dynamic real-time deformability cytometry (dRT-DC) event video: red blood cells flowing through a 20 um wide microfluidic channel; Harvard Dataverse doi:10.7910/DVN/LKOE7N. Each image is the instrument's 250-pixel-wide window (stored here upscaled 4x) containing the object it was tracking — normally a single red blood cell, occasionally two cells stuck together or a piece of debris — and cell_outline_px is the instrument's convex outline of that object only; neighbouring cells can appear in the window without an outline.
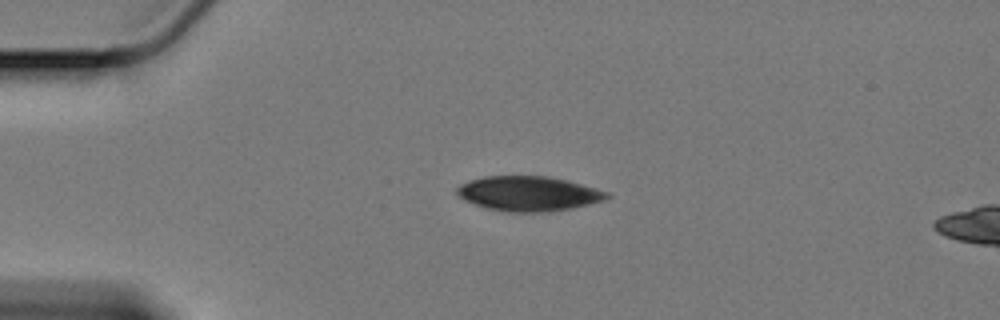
{"species": "Egyptian fruit bat (a non-hibernating species)", "species_latin": "Rousettus aegyptiacus", "temperature_condition": "cold", "stored_images_in_passage": 38, "camera_frame_rate_fps": 3000, "um_per_image_px": 0.085, "animal": {"sex": "female"}, "frame": {"image": 1, "passage_image": 1, "time_ms": 0.0, "image_size_px": [1000, 320], "cell_outline_px": [[612, 196], [604, 200], [572, 208], [548, 212], [512, 212], [488, 208], [476, 204], [460, 196], [456, 192], [456, 188], [460, 184], [484, 176], [548, 176], [580, 184], [608, 192]], "centroid_in_image_um": [44.95, 16.45], "position_along_channel_um": 40.1, "area_um2": 29.94}}
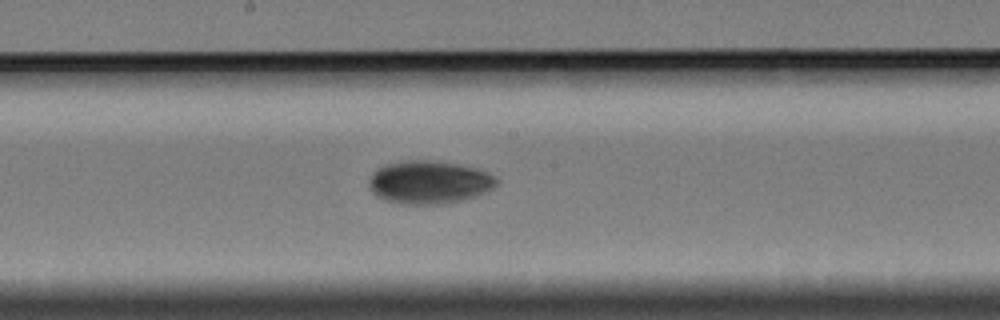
{"frame": {"image": 2, "passage_image": 19, "time_ms": 6.0, "image_size_px": [1000, 320], "cell_outline_px": [[500, 180], [492, 188], [476, 196], [464, 200], [444, 204], [400, 204], [384, 200], [376, 196], [368, 184], [368, 180], [372, 172], [376, 168], [384, 164], [400, 160], [428, 160], [456, 164], [476, 168], [488, 172]], "centroid_in_image_um": [36.44, 15.49], "position_along_channel_um": 211.8, "area_um2": 32.37}}
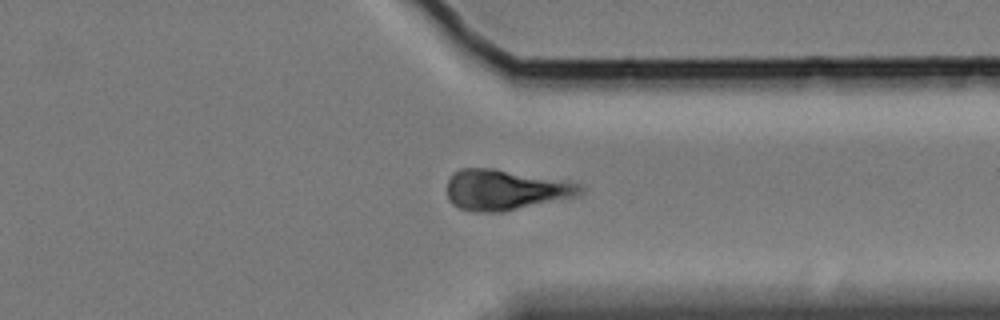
{"frame": {"image": 3, "passage_image": 33, "time_ms": 10.667, "image_size_px": [1000, 320], "cell_outline_px": [[584, 188], [580, 192], [572, 196], [504, 212], [472, 212], [460, 208], [452, 204], [448, 200], [448, 180], [452, 172], [460, 168], [492, 168], [564, 180], [580, 184]], "centroid_in_image_um": [42.87, 16.13], "position_along_channel_um": 368.5, "area_um2": 31.21}}